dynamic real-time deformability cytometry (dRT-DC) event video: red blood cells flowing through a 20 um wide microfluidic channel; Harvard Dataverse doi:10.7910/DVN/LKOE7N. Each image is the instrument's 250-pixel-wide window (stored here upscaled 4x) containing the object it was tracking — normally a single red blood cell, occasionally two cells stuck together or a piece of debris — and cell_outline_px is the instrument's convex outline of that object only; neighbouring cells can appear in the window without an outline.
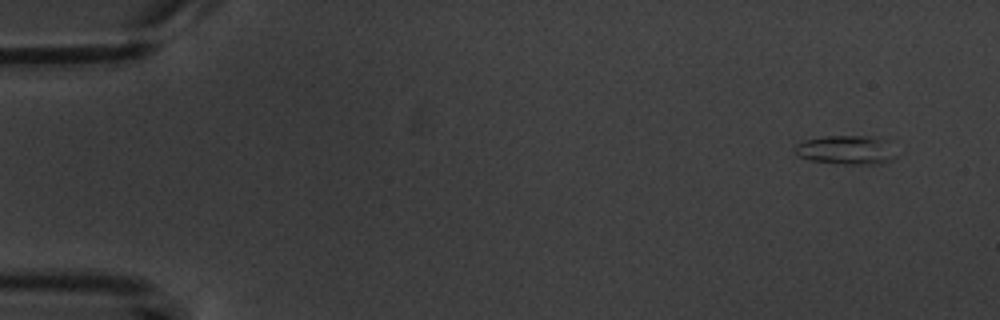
{"species": "common noctule bat (a hibernating species)", "species_latin": "Nyctalus noctula", "temperature_condition": "warm", "stored_images_in_passage": 6, "camera_frame_rate_fps": 3000, "um_per_image_px": 0.085, "animal": {"sex": "male", "body_mass_g": 20.1, "forearm_length_mm": 53.5}, "frame": {"image": 1, "passage_image": 1, "time_ms": 0.0, "image_size_px": [1000, 320], "cell_outline_px": [[896, 156], [888, 160], [872, 164], [844, 164], [808, 160], [796, 156], [792, 148], [796, 144], [804, 140], [824, 136], [868, 136], [880, 140]], "centroid_in_image_um": [71.72, 12.75], "position_along_channel_um": 13.3, "area_um2": 16.59}}
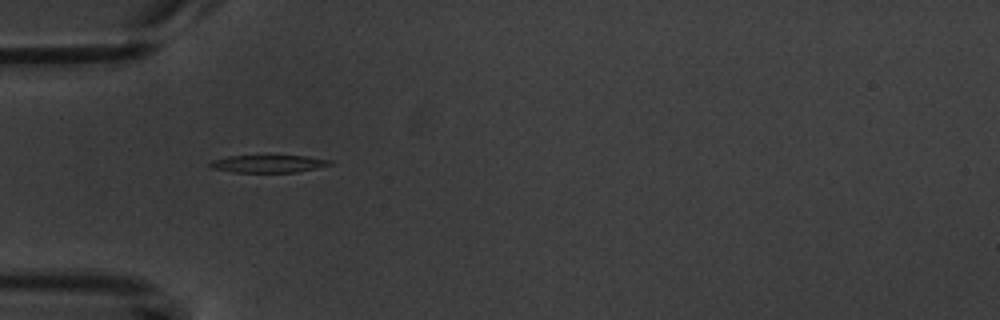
{"frame": {"image": 2, "passage_image": 5, "time_ms": 4.667, "image_size_px": [1000, 320], "cell_outline_px": [[332, 164], [316, 168], [296, 172], [232, 172], [212, 168], [208, 164], [212, 160], [228, 156], [304, 156], [332, 160]], "centroid_in_image_um": [22.79, 13.92], "position_along_channel_um": 62.2, "area_um2": 12.08}}